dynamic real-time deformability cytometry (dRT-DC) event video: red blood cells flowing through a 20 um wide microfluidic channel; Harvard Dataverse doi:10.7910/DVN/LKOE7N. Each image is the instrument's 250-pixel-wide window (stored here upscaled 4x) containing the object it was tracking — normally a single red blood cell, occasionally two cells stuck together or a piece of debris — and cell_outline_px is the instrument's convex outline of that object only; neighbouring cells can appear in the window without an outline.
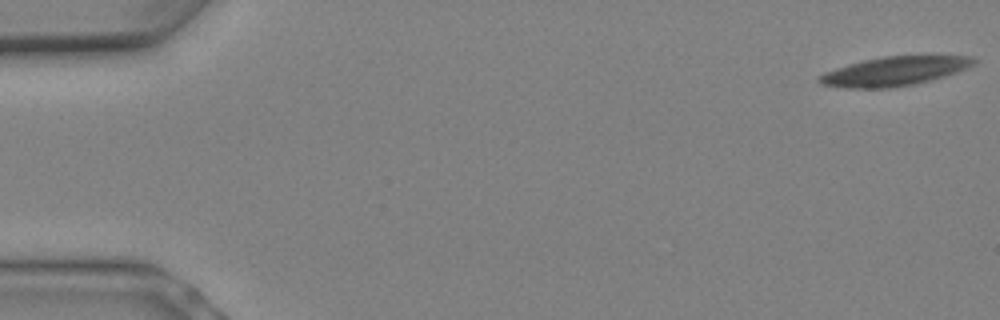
{"species": "Egyptian fruit bat (a non-hibernating species)", "species_latin": "Rousettus aegyptiacus", "temperature_condition": "warm", "stored_images_in_passage": 9, "camera_frame_rate_fps": 3000, "um_per_image_px": 0.085, "animal": {"sex": "female"}, "frame": {"image": 1, "passage_image": 1, "time_ms": 0.0, "image_size_px": [1000, 320], "cell_outline_px": [[976, 64], [956, 72], [944, 76], [912, 84], [892, 88], [844, 88], [820, 84], [816, 80], [816, 76], [824, 72], [848, 64], [864, 60], [884, 56], [972, 56], [976, 60]], "centroid_in_image_um": [75.96, 6.06], "position_along_channel_um": 9.0, "area_um2": 26.07}}
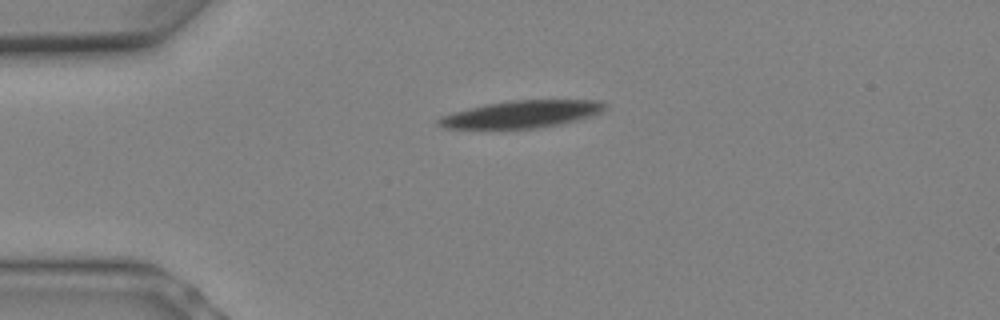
{"frame": {"image": 2, "passage_image": 6, "time_ms": 1.667, "image_size_px": [1000, 320], "cell_outline_px": [[608, 108], [604, 112], [592, 116], [560, 124], [540, 128], [440, 128], [436, 124], [436, 120], [440, 116], [452, 112], [484, 104], [512, 100], [600, 100], [608, 104]], "centroid_in_image_um": [44.36, 9.7], "position_along_channel_um": 40.6, "area_um2": 26.76}}
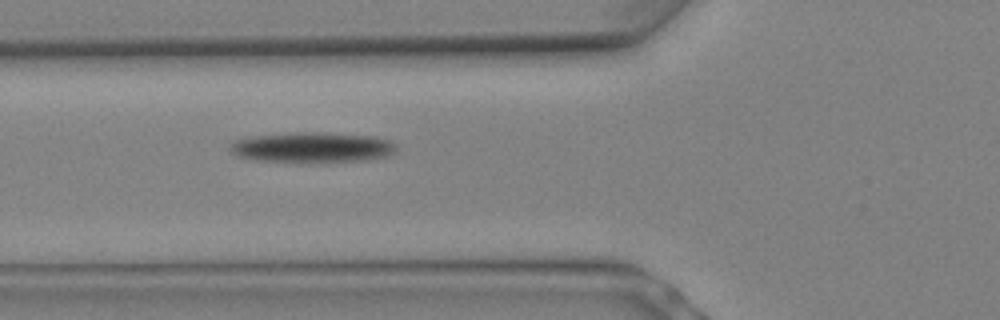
{"frame": {"image": 3, "passage_image": 9, "time_ms": 2.667, "image_size_px": [1000, 320], "cell_outline_px": [[396, 152], [392, 156], [368, 160], [320, 164], [300, 164], [252, 160], [236, 156], [228, 148], [228, 144], [236, 140], [252, 136], [296, 132], [320, 132], [372, 136], [392, 140], [396, 144]], "centroid_in_image_um": [26.56, 12.57], "position_along_channel_um": 99.2, "area_um2": 30.92}}